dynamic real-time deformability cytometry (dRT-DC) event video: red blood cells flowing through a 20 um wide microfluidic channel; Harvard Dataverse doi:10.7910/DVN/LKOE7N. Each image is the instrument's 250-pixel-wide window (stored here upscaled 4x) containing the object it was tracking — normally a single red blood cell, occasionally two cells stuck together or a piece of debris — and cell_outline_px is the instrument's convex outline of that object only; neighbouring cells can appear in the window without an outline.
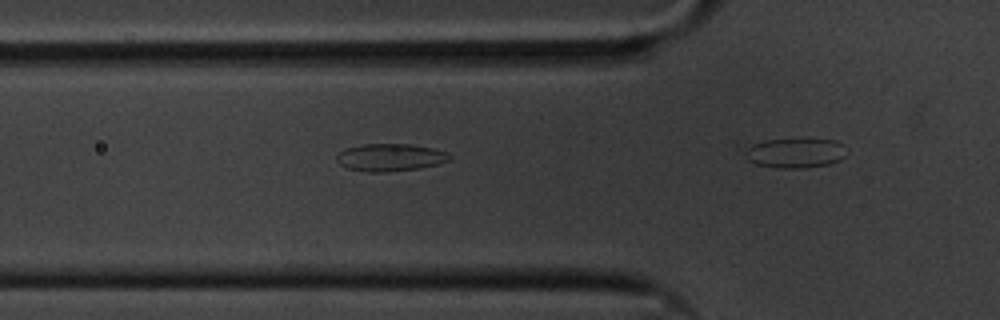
{"species": "common noctule bat (a hibernating species)", "species_latin": "Nyctalus noctula", "temperature_condition": "cold", "stored_images_in_passage": 20, "camera_frame_rate_fps": 3000, "um_per_image_px": 0.085, "animal": {"sex": "male", "body_mass_g": 20.1, "forearm_length_mm": 53.5}, "frame": {"image": 1, "passage_image": 17, "time_ms": 5.333, "image_size_px": [1000, 320], "cell_outline_px": [[452, 160], [440, 164], [420, 168], [388, 172], [368, 172], [348, 168], [340, 164], [336, 160], [336, 156], [344, 148], [364, 144], [412, 144], [432, 148], [444, 152], [452, 156]], "centroid_in_image_um": [33.18, 13.38], "position_along_channel_um": 92.6, "area_um2": 18.21}}